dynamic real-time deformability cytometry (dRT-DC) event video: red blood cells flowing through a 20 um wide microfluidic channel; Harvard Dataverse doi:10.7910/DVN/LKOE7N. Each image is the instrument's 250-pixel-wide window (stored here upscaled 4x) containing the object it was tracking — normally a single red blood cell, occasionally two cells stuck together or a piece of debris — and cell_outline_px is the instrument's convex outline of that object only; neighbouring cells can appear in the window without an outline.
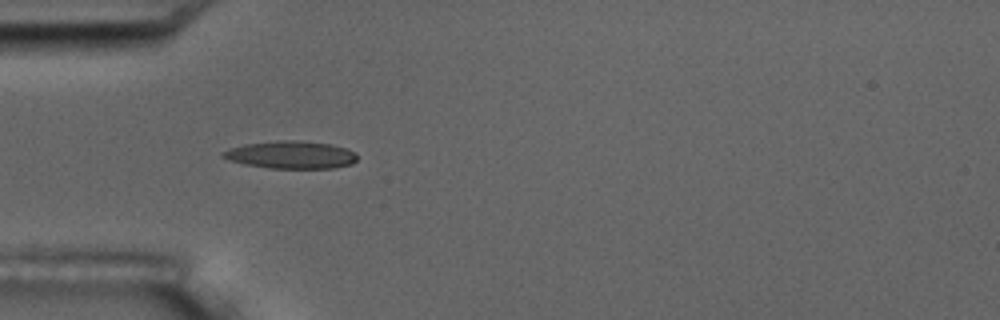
{"species": "common noctule bat (a hibernating species)", "species_latin": "Nyctalus noctula", "temperature_condition": "room temperature", "stored_images_in_passage": 2, "camera_frame_rate_fps": 3000, "um_per_image_px": 0.085, "animal": {"sex": "male", "body_mass_g": 17.5, "forearm_length_mm": 52.3}, "frame": {"image": 1, "passage_image": 1, "time_ms": 0.0, "image_size_px": [1000, 320], "cell_outline_px": [[356, 160], [352, 164], [336, 168], [268, 168], [244, 164], [228, 160], [220, 156], [220, 152], [228, 148], [244, 144], [280, 140], [292, 140], [328, 144], [344, 148], [356, 152]], "centroid_in_image_um": [24.67, 13.17], "position_along_channel_um": 60.3, "area_um2": 21.62}}